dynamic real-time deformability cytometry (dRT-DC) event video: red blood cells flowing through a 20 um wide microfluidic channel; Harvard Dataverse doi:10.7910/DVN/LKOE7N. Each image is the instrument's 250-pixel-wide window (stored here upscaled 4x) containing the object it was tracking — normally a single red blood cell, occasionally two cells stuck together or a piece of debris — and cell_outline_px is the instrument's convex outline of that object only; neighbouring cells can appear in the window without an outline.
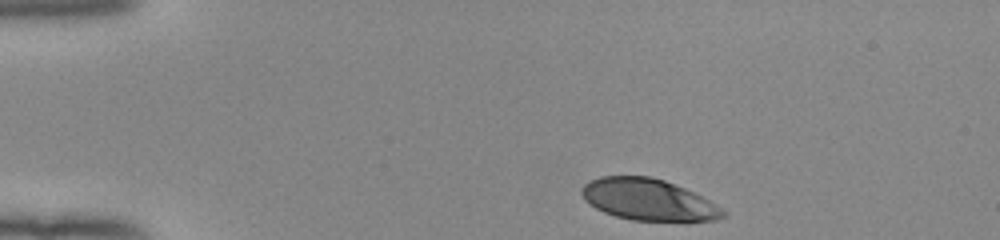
{"species": "human", "species_latin": "Homo sapiens", "temperature_condition": "room temperature", "stored_images_in_passage": 37, "camera_frame_rate_fps": 3000, "um_per_image_px": 0.085, "donor": {"sex": "female"}, "frame": {"image": 1, "passage_image": 1, "time_ms": 0.0, "image_size_px": [1000, 240], "cell_outline_px": [[728, 216], [716, 220], [632, 220], [616, 216], [604, 212], [596, 208], [584, 200], [580, 192], [580, 188], [584, 184], [600, 176], [652, 176], [664, 180], [684, 188], [708, 200], [728, 212]], "centroid_in_image_um": [55.09, 16.96], "position_along_channel_um": 29.9, "area_um2": 33.93}}
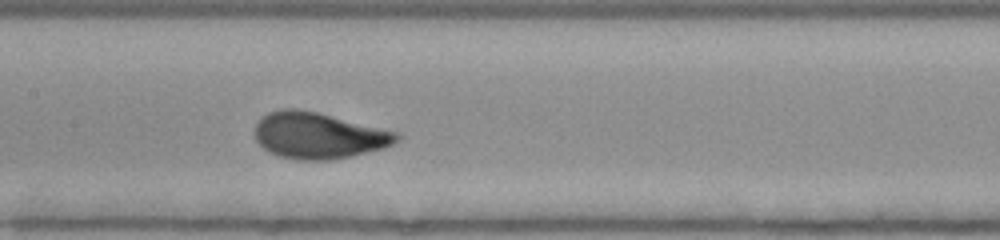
{"frame": {"image": 2, "passage_image": 18, "time_ms": 5.667, "image_size_px": [1000, 240], "cell_outline_px": [[400, 140], [384, 148], [352, 156], [328, 160], [296, 160], [280, 156], [264, 148], [256, 140], [256, 124], [268, 112], [280, 108], [296, 108], [316, 112], [400, 132]], "centroid_in_image_um": [27.11, 11.52], "position_along_channel_um": 180.3, "area_um2": 38.15}}
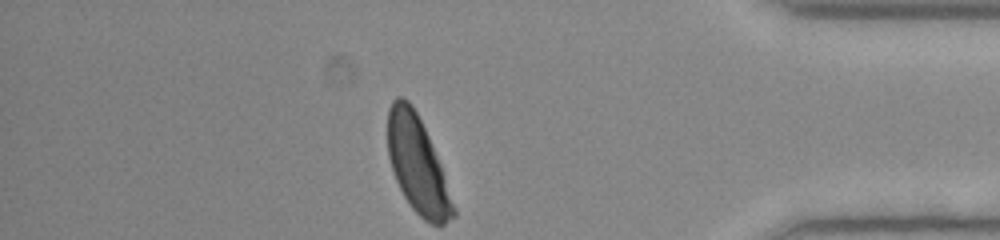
{"frame": {"image": 3, "passage_image": 37, "time_ms": 12.0, "image_size_px": [1000, 240], "cell_outline_px": [[456, 216], [444, 224], [432, 224], [424, 220], [412, 208], [404, 196], [396, 180], [388, 156], [388, 108], [392, 100], [396, 96], [400, 96], [408, 100], [416, 112], [428, 136], [440, 164], [456, 208]], "centroid_in_image_um": [35.48, 14.02], "position_along_channel_um": 399.7, "area_um2": 36.47}, "authors_computed_cell_mechanics": {"area_um2": 37.1076, "velocity_mm_per_s": 3.9328, "shape_relaxation_time_tau1_ms": 2.6767, "shape_relaxation_time_tau2_ms": null, "deformation_change_tau1": 0.1828, "deformation_change_tau2": null}}